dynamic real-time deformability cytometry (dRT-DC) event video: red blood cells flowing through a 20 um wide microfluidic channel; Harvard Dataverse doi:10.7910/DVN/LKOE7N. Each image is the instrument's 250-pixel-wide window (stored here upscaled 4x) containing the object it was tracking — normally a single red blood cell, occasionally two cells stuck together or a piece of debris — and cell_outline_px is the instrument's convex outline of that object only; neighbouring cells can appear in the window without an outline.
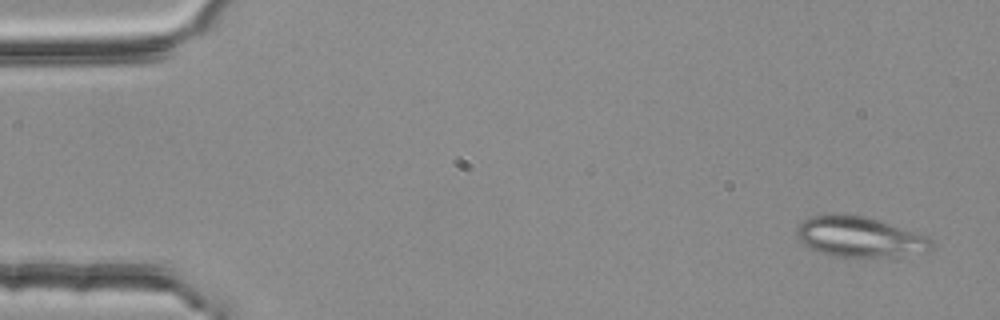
{"species": "common noctule bat (a hibernating species)", "species_latin": "Nyctalus noctula", "temperature_condition": "room temperature", "stored_images_in_passage": 5, "segment_of_instrument_passage": [2, 2], "camera_frame_rate_fps": 3000, "um_per_image_px": 0.085, "animal": {"sex": "female", "body_mass_g": 25.1}, "frame": {"image": 1, "passage_image": 5, "time_ms": 1.333, "image_size_px": [1000, 320], "cell_outline_px": [[936, 248], [928, 252], [892, 256], [832, 256], [820, 252], [804, 244], [796, 236], [796, 228], [808, 216], [824, 212], [840, 212], [868, 216], [924, 236], [932, 240]], "centroid_in_image_um": [73.02, 20.09], "position_along_channel_um": 12.0, "area_um2": 32.02}}